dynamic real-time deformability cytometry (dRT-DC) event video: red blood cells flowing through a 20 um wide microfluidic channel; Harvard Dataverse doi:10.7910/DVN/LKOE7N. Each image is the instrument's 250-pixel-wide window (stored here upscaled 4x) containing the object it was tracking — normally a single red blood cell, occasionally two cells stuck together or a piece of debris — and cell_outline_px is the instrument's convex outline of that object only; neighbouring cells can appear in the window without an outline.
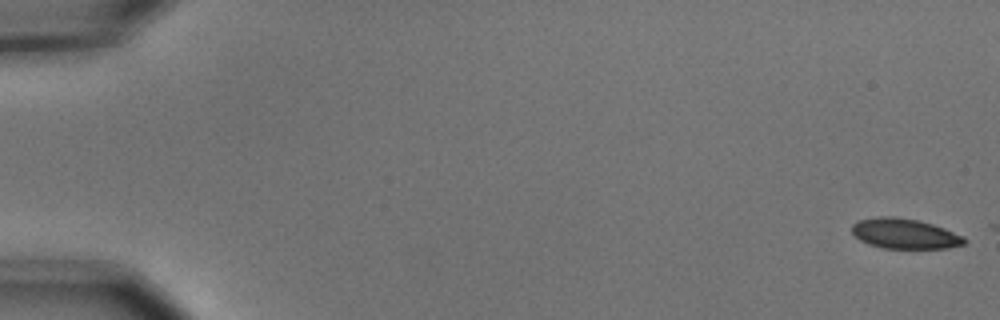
{"species": "common noctule bat (a hibernating species)", "species_latin": "Nyctalus noctula", "temperature_condition": "cold", "stored_images_in_passage": 3, "camera_frame_rate_fps": 3000, "um_per_image_px": 0.085, "animal": {"sex": "male", "body_mass_g": 15.6}, "frame": {"image": 1, "passage_image": 1, "time_ms": 0.0, "image_size_px": [1000, 320], "cell_outline_px": [[968, 240], [964, 244], [948, 248], [880, 248], [868, 244], [860, 240], [852, 232], [852, 224], [856, 220], [880, 216], [896, 216], [916, 220], [932, 224], [944, 228], [964, 236]], "centroid_in_image_um": [76.88, 19.86], "position_along_channel_um": 8.1, "area_um2": 19.88}}